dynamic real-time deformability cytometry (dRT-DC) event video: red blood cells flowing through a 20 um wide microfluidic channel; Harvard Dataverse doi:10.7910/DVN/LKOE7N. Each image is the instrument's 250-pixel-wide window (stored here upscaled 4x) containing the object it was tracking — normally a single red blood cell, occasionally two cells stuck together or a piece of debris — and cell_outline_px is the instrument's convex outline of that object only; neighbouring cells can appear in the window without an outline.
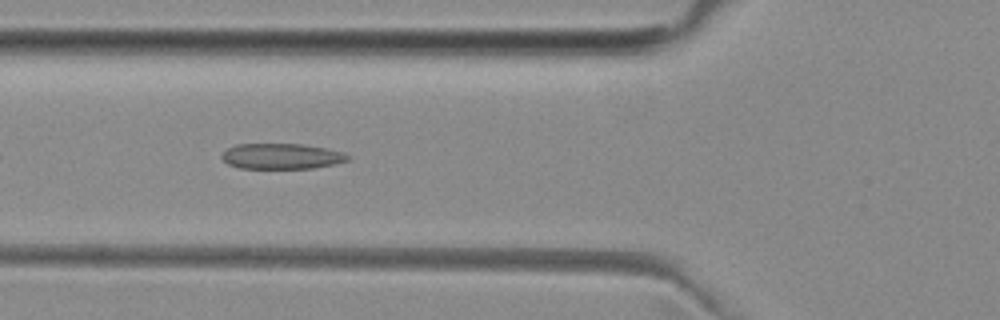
{"species": "common noctule bat (a hibernating species)", "species_latin": "Nyctalus noctula", "temperature_condition": "room temperature", "stored_images_in_passage": 39, "camera_frame_rate_fps": 3000, "um_per_image_px": 0.085, "animal": {"sex": "female", "body_mass_g": 29.2, "forearm_length_mm": 56.3}, "frame": {"image": 1, "passage_image": 6, "time_ms": 1.667, "image_size_px": [1000, 320], "cell_outline_px": [[352, 156], [348, 160], [332, 164], [312, 168], [240, 168], [228, 164], [220, 156], [228, 148], [236, 144], [304, 144], [344, 152]], "centroid_in_image_um": [23.94, 13.27], "position_along_channel_um": 101.9, "area_um2": 18.67}}
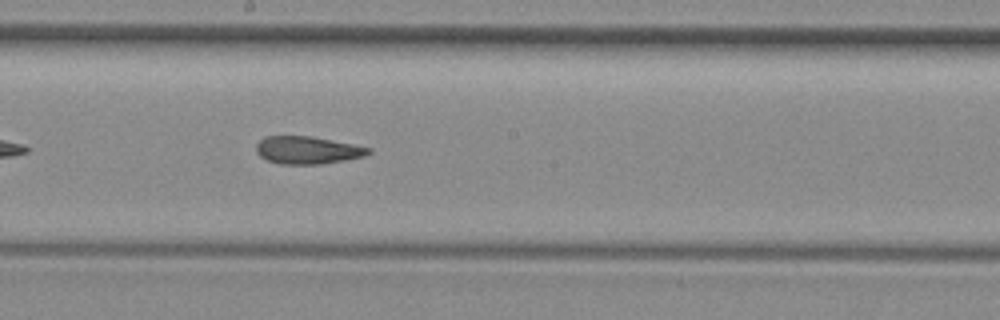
{"frame": {"image": 2, "passage_image": 15, "time_ms": 4.667, "image_size_px": [1000, 320], "cell_outline_px": [[372, 152], [364, 156], [344, 160], [320, 164], [280, 164], [268, 160], [260, 156], [256, 152], [256, 144], [264, 136], [312, 136], [372, 148]], "centroid_in_image_um": [26.13, 12.76], "position_along_channel_um": 222.1, "area_um2": 18.03}}
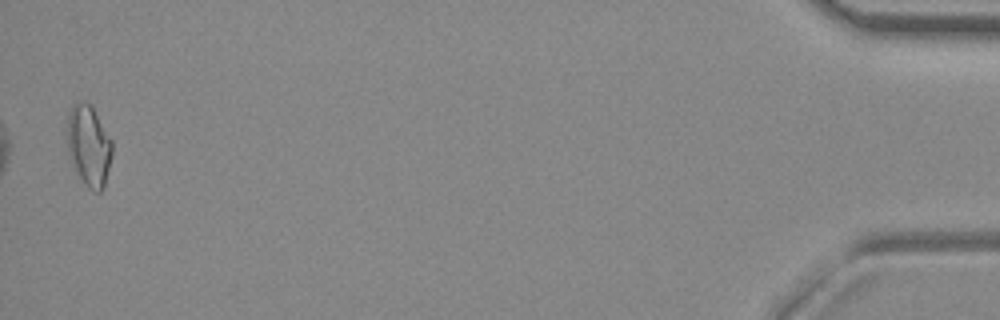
{"frame": {"image": 3, "passage_image": 38, "time_ms": 12.333, "image_size_px": [1000, 320], "cell_outline_px": [[112, 156], [104, 188], [100, 192], [92, 192], [84, 184], [72, 160], [68, 144], [68, 112], [72, 104], [92, 104], [112, 140]], "centroid_in_image_um": [7.6, 12.4], "position_along_channel_um": 427.6, "area_um2": 20.92}, "authors_computed_cell_mechanics": {"area_um2": 18.496, "velocity_mm_per_s": 3.9973, "shape_relaxation_time_tau1_ms": null, "shape_relaxation_time_tau2_ms": 2.9513, "deformation_change_tau1": null, "deformation_change_tau2": 0.1245}}